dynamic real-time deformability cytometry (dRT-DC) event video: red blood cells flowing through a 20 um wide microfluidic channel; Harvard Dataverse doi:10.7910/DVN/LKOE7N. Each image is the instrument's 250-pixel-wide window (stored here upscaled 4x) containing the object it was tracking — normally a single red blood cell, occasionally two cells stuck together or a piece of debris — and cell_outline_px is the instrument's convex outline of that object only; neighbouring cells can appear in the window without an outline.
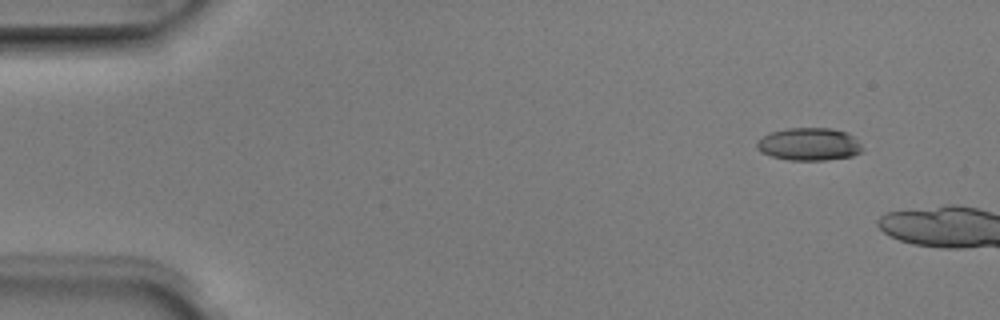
{"species": "Egyptian fruit bat (a non-hibernating species)", "species_latin": "Rousettus aegyptiacus", "temperature_condition": "room temperature", "stored_images_in_passage": 2, "camera_frame_rate_fps": 3000, "um_per_image_px": 0.085, "animal": {"sex": "male"}, "frame": {"image": 1, "passage_image": 1, "time_ms": 0.0, "image_size_px": [1000, 320], "cell_outline_px": [[864, 152], [852, 156], [828, 160], [788, 160], [772, 156], [760, 152], [756, 148], [756, 140], [772, 132], [788, 128], [832, 128], [848, 132], [860, 144]], "centroid_in_image_um": [68.78, 12.26], "position_along_channel_um": 16.2, "area_um2": 20.23}}